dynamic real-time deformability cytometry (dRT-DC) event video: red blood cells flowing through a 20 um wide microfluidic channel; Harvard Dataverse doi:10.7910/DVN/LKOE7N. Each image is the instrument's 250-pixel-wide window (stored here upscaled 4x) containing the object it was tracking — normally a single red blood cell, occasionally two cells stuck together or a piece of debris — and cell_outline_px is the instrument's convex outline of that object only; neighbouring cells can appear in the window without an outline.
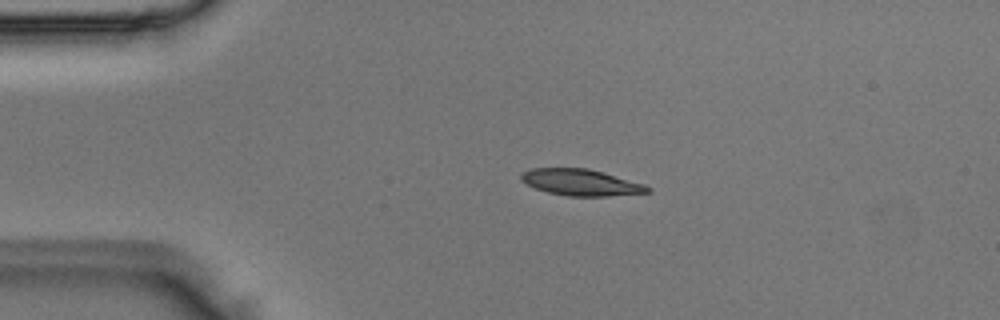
{"species": "Egyptian fruit bat (a non-hibernating species)", "species_latin": "Rousettus aegyptiacus", "temperature_condition": "room temperature", "stored_images_in_passage": 2, "camera_frame_rate_fps": 3000, "um_per_image_px": 0.085, "animal": {"sex": "male"}, "frame": {"image": 1, "passage_image": 1, "time_ms": 0.0, "image_size_px": [1000, 320], "cell_outline_px": [[652, 192], [608, 196], [568, 196], [548, 192], [536, 188], [520, 180], [520, 176], [528, 168], [588, 168], [604, 172], [644, 184], [652, 188]], "centroid_in_image_um": [49.4, 15.5], "position_along_channel_um": 35.6, "area_um2": 19.48}}